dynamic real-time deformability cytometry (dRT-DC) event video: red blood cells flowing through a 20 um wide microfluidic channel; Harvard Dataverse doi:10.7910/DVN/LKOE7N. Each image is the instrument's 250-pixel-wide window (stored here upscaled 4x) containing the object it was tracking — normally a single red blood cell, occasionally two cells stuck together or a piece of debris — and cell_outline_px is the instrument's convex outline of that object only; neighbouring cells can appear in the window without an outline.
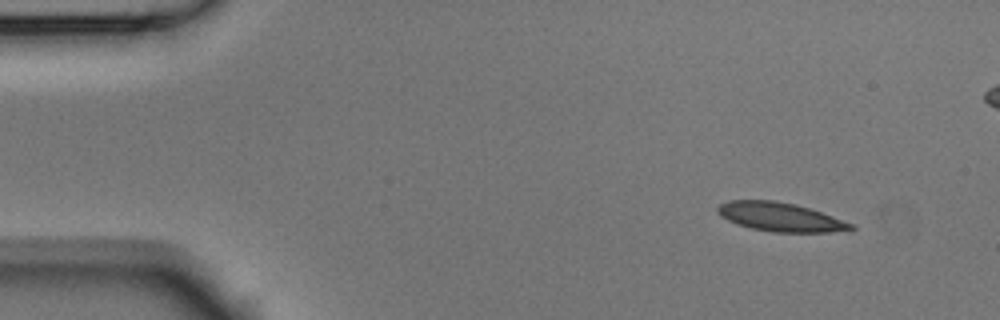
{"species": "Egyptian fruit bat (a non-hibernating species)", "species_latin": "Rousettus aegyptiacus", "temperature_condition": "room temperature", "stored_images_in_passage": 5, "camera_frame_rate_fps": 3000, "um_per_image_px": 0.085, "animal": {"sex": "male"}, "frame": {"image": 1, "passage_image": 1, "time_ms": 0.0, "image_size_px": [1000, 320], "cell_outline_px": [[856, 228], [828, 232], [772, 232], [752, 228], [736, 224], [720, 216], [716, 212], [716, 208], [720, 204], [728, 200], [772, 200], [796, 204], [856, 224]], "centroid_in_image_um": [66.29, 18.44], "position_along_channel_um": 18.7, "area_um2": 22.37}}
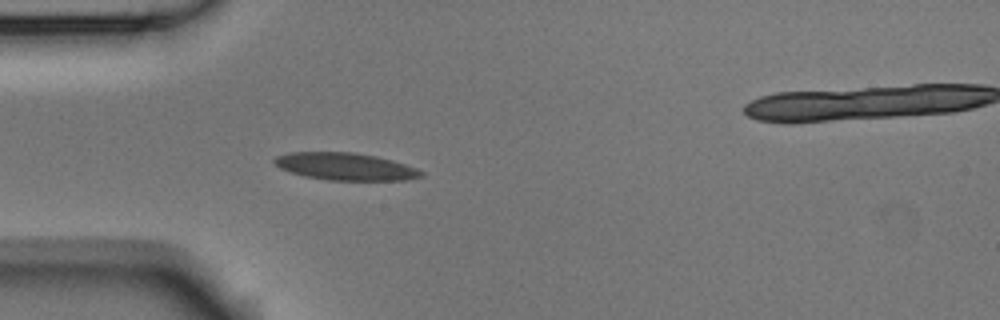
{"frame": {"image": 2, "passage_image": 4, "time_ms": 1.0, "image_size_px": [1000, 320], "cell_outline_px": [[424, 176], [404, 180], [328, 180], [304, 176], [280, 168], [272, 160], [276, 156], [288, 152], [352, 152], [376, 156], [392, 160], [416, 168], [424, 172]], "centroid_in_image_um": [29.35, 14.15], "position_along_channel_um": 55.6, "area_um2": 23.29}}